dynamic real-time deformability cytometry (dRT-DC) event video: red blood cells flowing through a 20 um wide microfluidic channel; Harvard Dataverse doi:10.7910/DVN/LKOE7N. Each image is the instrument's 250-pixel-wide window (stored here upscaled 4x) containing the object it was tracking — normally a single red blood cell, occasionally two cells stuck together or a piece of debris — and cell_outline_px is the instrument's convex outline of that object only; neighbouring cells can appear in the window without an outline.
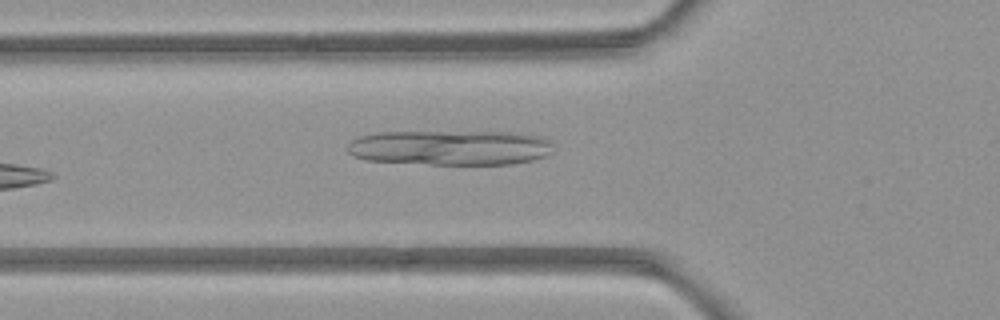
{"species": "common noctule bat (a hibernating species)", "species_latin": "Nyctalus noctula", "temperature_condition": "room temperature", "stored_images_in_passage": 6, "camera_frame_rate_fps": 3000, "um_per_image_px": 0.085, "animal": {"sex": "female", "body_mass_g": 21.9}, "frame": {"image": 1, "passage_image": 6, "time_ms": 6.667, "image_size_px": [1000, 320], "cell_outline_px": [[552, 152], [544, 156], [532, 160], [512, 164], [432, 164], [368, 160], [352, 156], [348, 152], [348, 144], [352, 140], [360, 136], [376, 132], [508, 132], [540, 136], [548, 140]], "centroid_in_image_um": [38.24, 12.55], "position_along_channel_um": 87.6, "area_um2": 41.79}}